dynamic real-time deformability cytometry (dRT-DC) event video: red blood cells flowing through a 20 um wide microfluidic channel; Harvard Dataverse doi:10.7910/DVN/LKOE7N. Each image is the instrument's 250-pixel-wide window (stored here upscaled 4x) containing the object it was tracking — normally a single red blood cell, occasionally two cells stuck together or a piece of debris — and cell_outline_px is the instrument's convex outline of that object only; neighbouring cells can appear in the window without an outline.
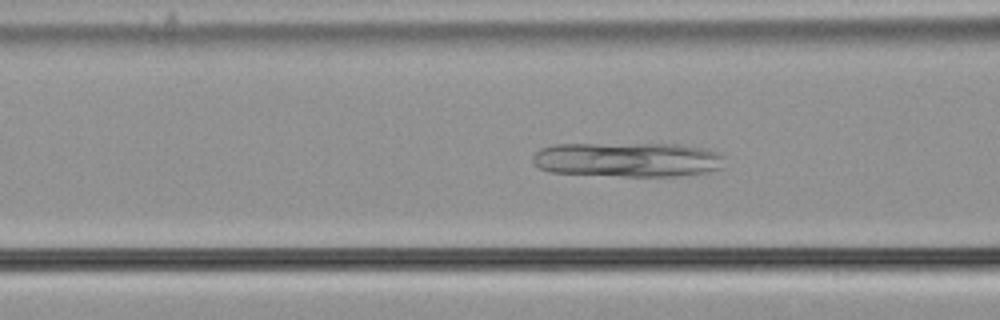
{"species": "common noctule bat (a hibernating species)", "species_latin": "Nyctalus noctula", "temperature_condition": "cold", "stored_images_in_passage": 48, "camera_frame_rate_fps": 3000, "um_per_image_px": 0.085, "animal": {"sex": "male", "body_mass_g": 21.5, "forearm_length_mm": 52.0}, "frame": {"image": 1, "passage_image": 13, "time_ms": 4.0, "image_size_px": [1000, 320], "cell_outline_px": [[724, 168], [708, 172], [680, 176], [620, 176], [548, 172], [532, 164], [532, 156], [540, 148], [552, 144], [680, 144], [704, 148], [716, 152], [724, 156]], "centroid_in_image_um": [53.35, 13.57], "position_along_channel_um": 113.2, "area_um2": 39.25}}
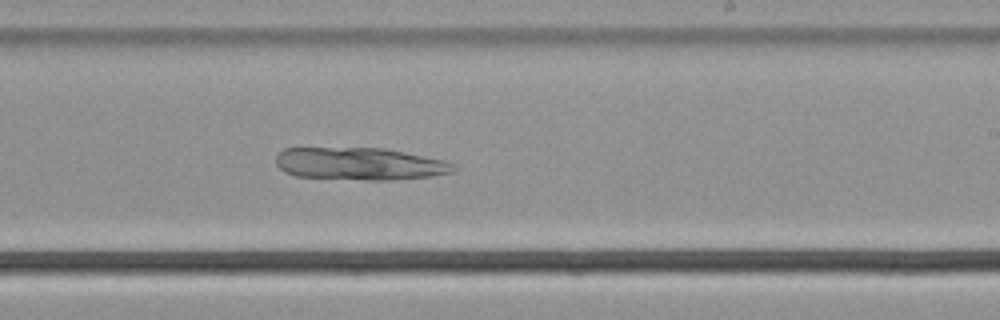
{"frame": {"image": 2, "passage_image": 25, "time_ms": 8.0, "image_size_px": [1000, 320], "cell_outline_px": [[456, 172], [432, 176], [392, 180], [364, 180], [296, 176], [284, 172], [276, 164], [276, 156], [284, 148], [384, 148], [444, 160], [456, 164]], "centroid_in_image_um": [30.61, 13.93], "position_along_channel_um": 258.4, "area_um2": 33.76}}
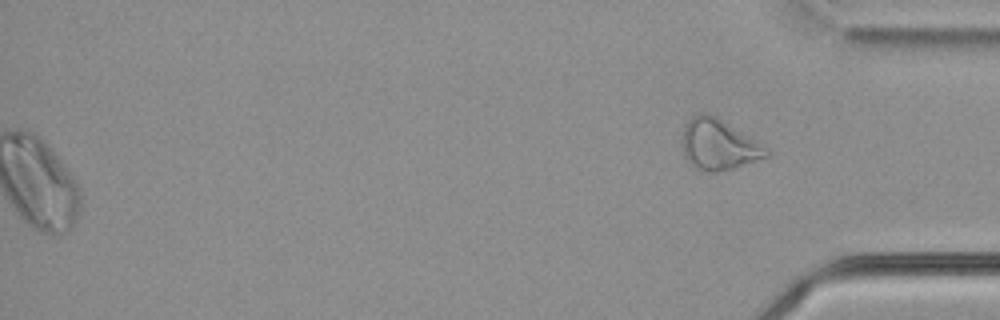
{"frame": {"image": 3, "passage_image": 48, "time_ms": 15.667, "image_size_px": [1000, 320], "cell_outline_px": [[768, 156], [732, 168], [716, 172], [712, 172], [696, 168], [684, 156], [684, 124], [692, 116], [700, 112], [704, 112], [716, 116], [764, 148], [768, 152]], "centroid_in_image_um": [61.01, 12.28], "position_along_channel_um": 374.2, "area_um2": 23.7}}